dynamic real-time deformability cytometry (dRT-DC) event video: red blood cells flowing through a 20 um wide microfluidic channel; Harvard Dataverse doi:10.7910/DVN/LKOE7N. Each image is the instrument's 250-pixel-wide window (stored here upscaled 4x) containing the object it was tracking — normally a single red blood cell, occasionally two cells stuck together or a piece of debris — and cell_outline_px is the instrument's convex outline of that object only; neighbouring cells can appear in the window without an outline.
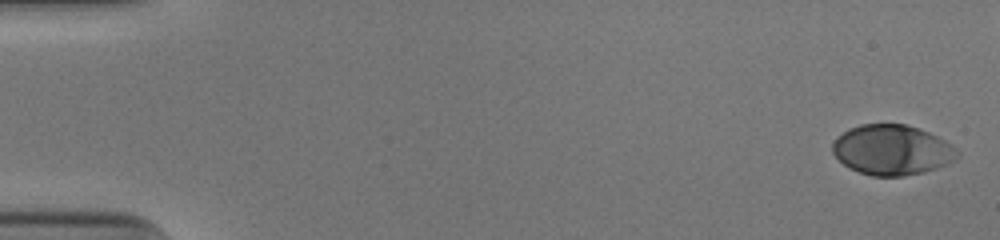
{"species": "human", "species_latin": "Homo sapiens", "temperature_condition": "cold", "stored_images_in_passage": 49, "camera_frame_rate_fps": 3000, "um_per_image_px": 0.085, "donor": {"sex": "male"}, "frame": {"image": 1, "passage_image": 1, "time_ms": 0.0, "image_size_px": [1000, 240], "cell_outline_px": [[960, 156], [956, 160], [948, 164], [924, 172], [904, 176], [872, 176], [848, 168], [832, 152], [832, 144], [836, 136], [848, 128], [860, 124], [904, 124], [928, 132], [952, 144], [960, 152]], "centroid_in_image_um": [75.82, 12.75], "position_along_channel_um": 9.2, "area_um2": 36.7}}
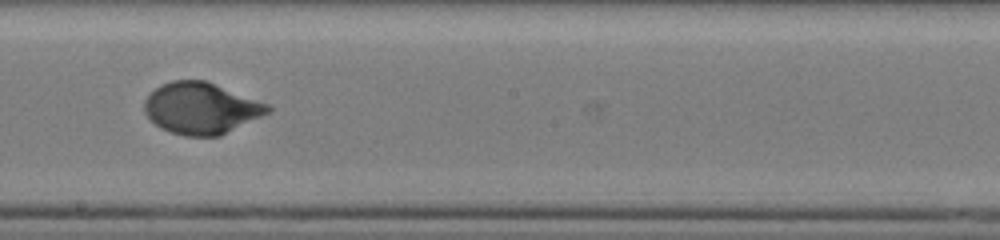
{"frame": {"image": 2, "passage_image": 30, "time_ms": 9.667, "image_size_px": [1000, 240], "cell_outline_px": [[272, 112], [220, 136], [184, 136], [160, 128], [144, 112], [144, 100], [160, 84], [172, 80], [204, 80], [268, 104], [272, 108]], "centroid_in_image_um": [17.1, 9.21], "position_along_channel_um": 231.1, "area_um2": 36.88}}
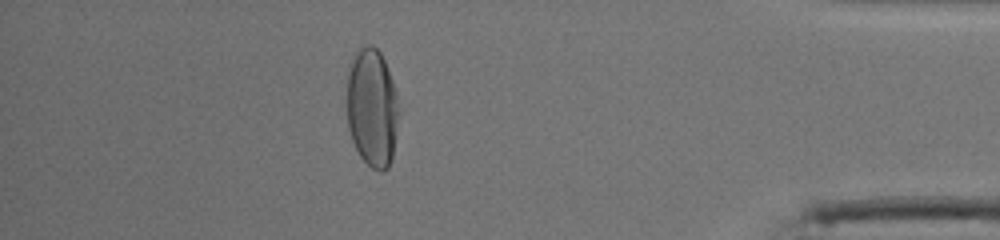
{"frame": {"image": 3, "passage_image": 46, "time_ms": 15.0, "image_size_px": [1000, 240], "cell_outline_px": [[400, 112], [392, 156], [388, 168], [384, 172], [380, 172], [372, 168], [360, 156], [352, 140], [348, 128], [348, 72], [352, 60], [356, 52], [360, 48], [368, 44], [372, 44], [380, 52], [384, 60], [392, 80]], "centroid_in_image_um": [31.64, 9.18], "position_along_channel_um": 403.6, "area_um2": 35.72}, "authors_computed_cell_mechanics": {"area_um2": 36.3562, "velocity_mm_per_s": 3.9473, "shape_relaxation_time_tau1_ms": 2.9319, "shape_relaxation_time_tau2_ms": null, "deformation_change_tau1": 0.1665, "deformation_change_tau2": null}}